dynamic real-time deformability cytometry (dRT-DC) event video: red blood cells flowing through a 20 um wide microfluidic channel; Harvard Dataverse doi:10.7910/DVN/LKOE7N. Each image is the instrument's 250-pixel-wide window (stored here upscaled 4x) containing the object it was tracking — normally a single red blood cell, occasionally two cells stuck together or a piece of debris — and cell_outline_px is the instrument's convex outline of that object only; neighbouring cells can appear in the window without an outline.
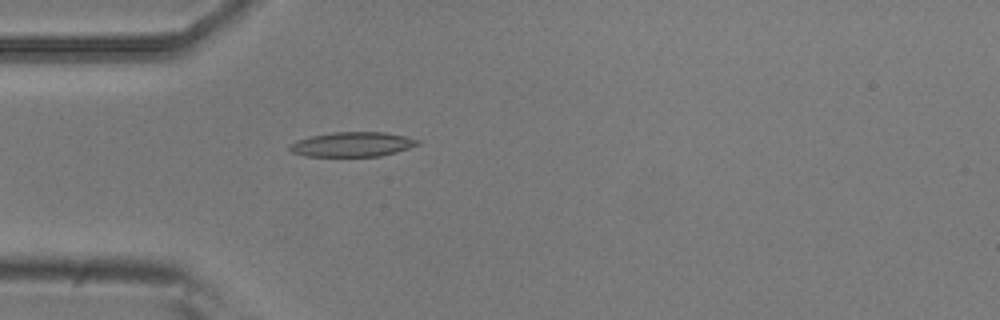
{"species": "common noctule bat (a hibernating species)", "species_latin": "Nyctalus noctula", "temperature_condition": "room temperature", "stored_images_in_passage": 5, "camera_frame_rate_fps": 3000, "um_per_image_px": 0.085, "animal": {"sex": "male", "body_mass_g": 20.5, "forearm_length_mm": 52.5}, "frame": {"image": 1, "passage_image": 5, "time_ms": 1.333, "image_size_px": [1000, 320], "cell_outline_px": [[420, 144], [396, 152], [380, 156], [304, 156], [292, 152], [288, 148], [288, 144], [296, 140], [312, 136], [332, 132], [384, 132], [404, 136], [420, 140]], "centroid_in_image_um": [29.92, 12.27], "position_along_channel_um": 55.1, "area_um2": 18.38}}